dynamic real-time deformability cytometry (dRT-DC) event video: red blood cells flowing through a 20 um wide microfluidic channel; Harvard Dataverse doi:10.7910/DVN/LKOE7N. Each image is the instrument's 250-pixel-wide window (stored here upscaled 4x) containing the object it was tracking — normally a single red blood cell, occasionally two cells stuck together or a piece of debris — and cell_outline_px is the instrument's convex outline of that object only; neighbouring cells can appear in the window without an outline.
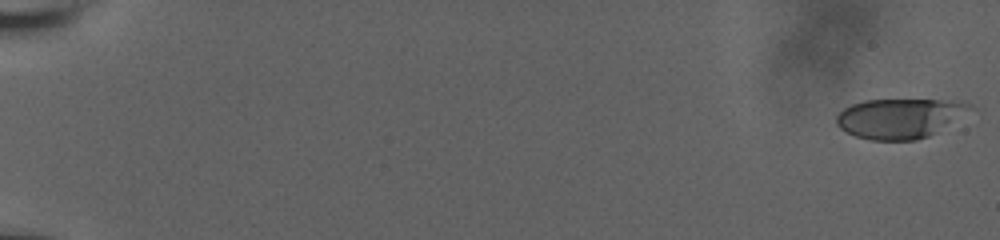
{"species": "human", "species_latin": "Homo sapiens", "temperature_condition": "room temperature", "stored_images_in_passage": 57, "camera_frame_rate_fps": 3000, "um_per_image_px": 0.085, "donor": {"sex": "male"}, "frame": {"image": 1, "passage_image": 1, "time_ms": 0.0, "image_size_px": [1000, 240], "cell_outline_px": [[976, 108], [928, 136], [916, 140], [868, 140], [856, 136], [840, 128], [836, 124], [836, 116], [844, 108], [852, 104], [864, 100], [940, 100], [972, 104]], "centroid_in_image_um": [76.45, 10.05], "position_along_channel_um": 8.5, "area_um2": 30.69}}
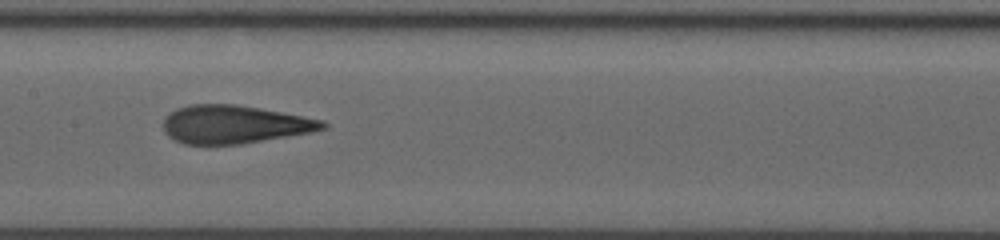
{"frame": {"image": 2, "passage_image": 32, "time_ms": 10.333, "image_size_px": [1000, 240], "cell_outline_px": [[328, 128], [312, 132], [240, 144], [184, 144], [168, 136], [164, 132], [164, 116], [176, 108], [188, 104], [236, 104], [260, 108], [324, 120], [328, 124]], "centroid_in_image_um": [19.92, 10.56], "position_along_channel_um": 187.5, "area_um2": 35.55}}
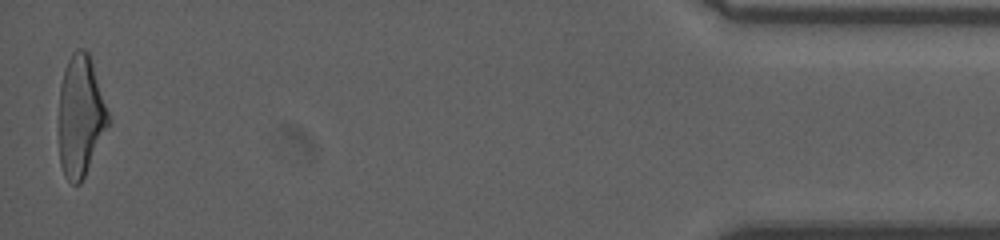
{"frame": {"image": 3, "passage_image": 57, "time_ms": 18.667, "image_size_px": [1000, 240], "cell_outline_px": [[112, 120], [80, 184], [72, 184], [64, 176], [60, 164], [60, 84], [64, 68], [72, 52], [76, 48], [84, 48], [88, 52], [92, 60]], "centroid_in_image_um": [6.88, 9.83], "position_along_channel_um": 428.3, "area_um2": 35.14}, "authors_computed_cell_mechanics": {"area_um2": 34.6222, "velocity_mm_per_s": 3.8578, "shape_relaxation_time_tau1_ms": 6.6134, "shape_relaxation_time_tau2_ms": 1.2559, "deformation_change_tau1": 0.2402, "deformation_change_tau2": 0.1085}}